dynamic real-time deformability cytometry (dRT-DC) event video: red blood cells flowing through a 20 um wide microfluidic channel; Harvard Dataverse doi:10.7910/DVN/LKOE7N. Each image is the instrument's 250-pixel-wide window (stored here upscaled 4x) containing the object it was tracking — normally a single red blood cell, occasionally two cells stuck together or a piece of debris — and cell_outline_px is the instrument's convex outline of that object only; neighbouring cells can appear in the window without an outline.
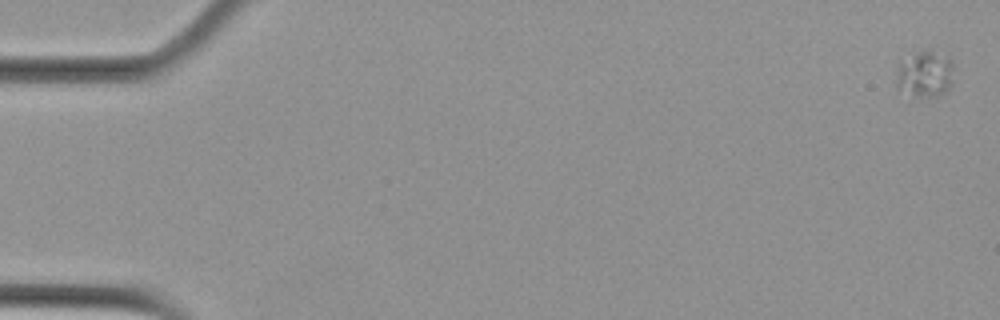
{"species": "Egyptian fruit bat (a non-hibernating species)", "species_latin": "Rousettus aegyptiacus", "temperature_condition": "cold", "stored_images_in_passage": 6, "camera_frame_rate_fps": 3000, "um_per_image_px": 0.085, "animal": {"sex": "female"}, "frame": {"image": 1, "passage_image": 1, "time_ms": 0.0, "image_size_px": [1000, 320], "cell_outline_px": [[956, 68], [952, 84], [948, 92], [940, 96], [912, 96], [896, 92], [896, 80], [900, 60], [916, 52], [928, 48], [948, 56], [952, 60]], "centroid_in_image_um": [78.66, 6.3], "position_along_channel_um": 6.3, "area_um2": 16.59}}